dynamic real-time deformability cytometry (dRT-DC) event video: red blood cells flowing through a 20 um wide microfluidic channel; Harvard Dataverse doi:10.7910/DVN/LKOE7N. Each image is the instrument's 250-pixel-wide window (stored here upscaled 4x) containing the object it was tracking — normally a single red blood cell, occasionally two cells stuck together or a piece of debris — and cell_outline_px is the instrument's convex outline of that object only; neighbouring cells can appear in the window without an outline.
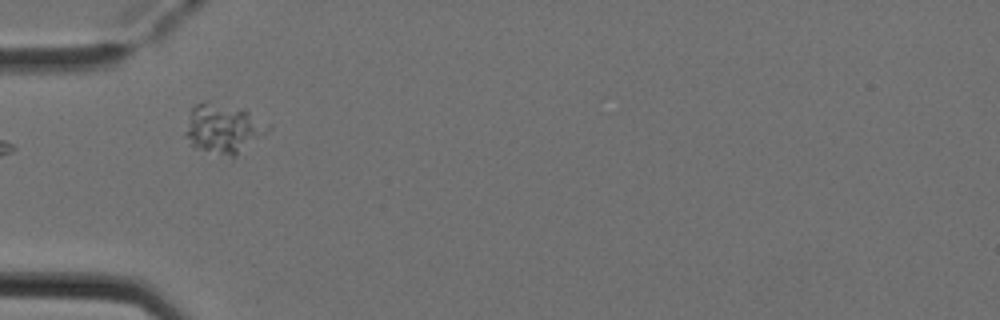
{"species": "Egyptian fruit bat (a non-hibernating species)", "species_latin": "Rousettus aegyptiacus", "temperature_condition": "cold", "stored_images_in_passage": 5, "camera_frame_rate_fps": 3000, "um_per_image_px": 0.085, "animal": {"sex": "female"}, "frame": {"image": 1, "passage_image": 4, "time_ms": 1.0, "image_size_px": [1000, 320], "cell_outline_px": [[272, 128], [232, 160], [196, 148], [184, 136], [184, 132], [188, 112], [196, 104], [204, 104], [240, 108], [272, 124]], "centroid_in_image_um": [19.0, 11.01], "position_along_channel_um": 66.0, "area_um2": 23.81}}
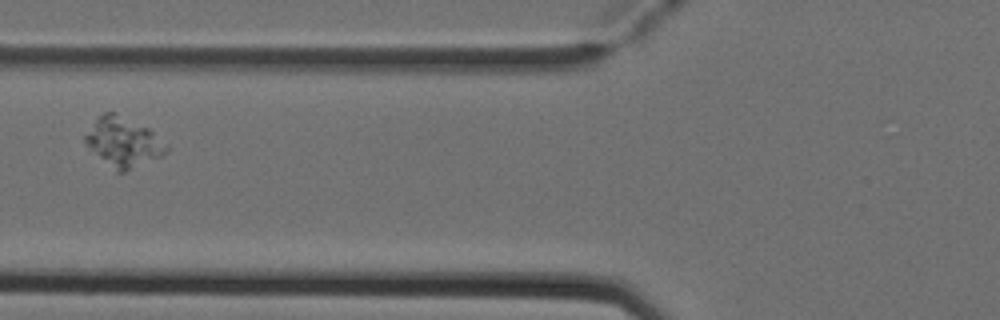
{"frame": {"image": 2, "passage_image": 5, "time_ms": 1.333, "image_size_px": [1000, 320], "cell_outline_px": [[168, 152], [160, 156], [124, 172], [116, 172], [88, 148], [84, 140], [84, 136], [96, 116], [104, 112], [112, 112], [148, 128], [168, 148]], "centroid_in_image_um": [10.41, 12.08], "position_along_channel_um": 115.4, "area_um2": 22.89}}